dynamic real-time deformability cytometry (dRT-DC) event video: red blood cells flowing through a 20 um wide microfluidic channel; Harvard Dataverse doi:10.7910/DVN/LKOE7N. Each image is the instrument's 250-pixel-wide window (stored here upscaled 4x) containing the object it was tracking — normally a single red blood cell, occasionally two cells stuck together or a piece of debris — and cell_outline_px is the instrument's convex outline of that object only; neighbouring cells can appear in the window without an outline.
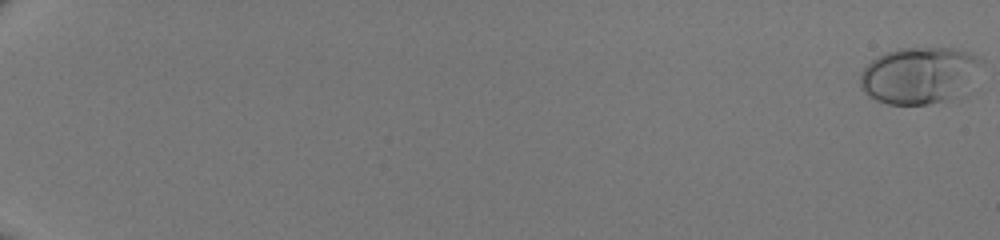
{"species": "human", "species_latin": "Homo sapiens", "temperature_condition": "room temperature", "stored_images_in_passage": 52, "camera_frame_rate_fps": 3000, "um_per_image_px": 0.085, "donor": {"sex": "male"}, "frame": {"image": 1, "passage_image": 1, "time_ms": 0.0, "image_size_px": [1000, 240], "cell_outline_px": [[984, 60], [944, 100], [928, 104], [888, 104], [876, 100], [868, 96], [860, 88], [860, 76], [864, 68], [872, 60], [884, 52], [900, 48], [960, 48]], "centroid_in_image_um": [77.94, 6.35], "position_along_channel_um": 7.1, "area_um2": 38.21}}
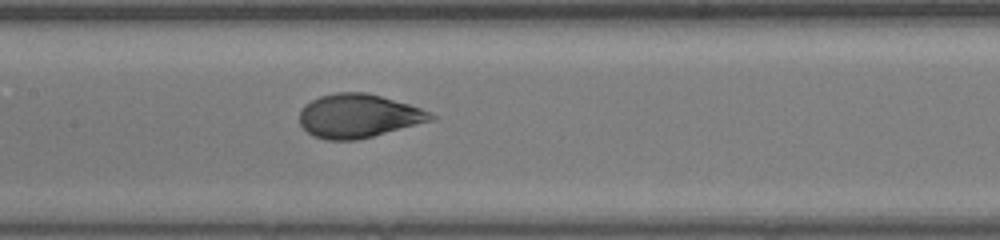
{"frame": {"image": 2, "passage_image": 30, "time_ms": 9.667, "image_size_px": [1000, 240], "cell_outline_px": [[440, 116], [432, 120], [372, 136], [356, 140], [328, 140], [312, 136], [300, 124], [300, 108], [304, 104], [320, 96], [336, 92], [364, 92], [380, 96], [408, 104], [420, 108]], "centroid_in_image_um": [30.44, 9.85], "position_along_channel_um": 177.0, "area_um2": 33.23}}
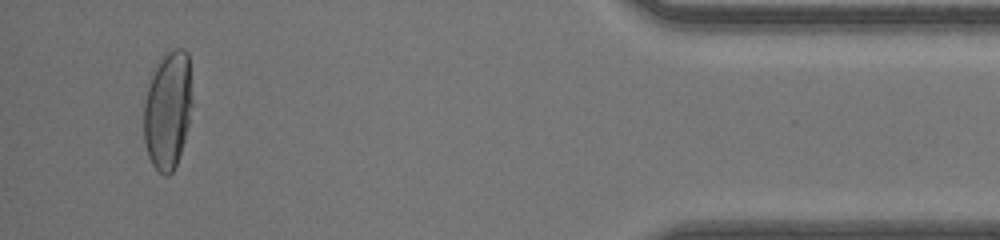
{"frame": {"image": 3, "passage_image": 50, "time_ms": 16.333, "image_size_px": [1000, 240], "cell_outline_px": [[192, 104], [188, 124], [184, 140], [176, 164], [172, 172], [168, 176], [164, 176], [152, 164], [148, 156], [144, 144], [144, 104], [148, 88], [152, 76], [160, 56], [176, 48], [184, 48], [188, 52], [192, 100]], "centroid_in_image_um": [14.26, 9.35], "position_along_channel_um": 420.9, "area_um2": 33.18}}